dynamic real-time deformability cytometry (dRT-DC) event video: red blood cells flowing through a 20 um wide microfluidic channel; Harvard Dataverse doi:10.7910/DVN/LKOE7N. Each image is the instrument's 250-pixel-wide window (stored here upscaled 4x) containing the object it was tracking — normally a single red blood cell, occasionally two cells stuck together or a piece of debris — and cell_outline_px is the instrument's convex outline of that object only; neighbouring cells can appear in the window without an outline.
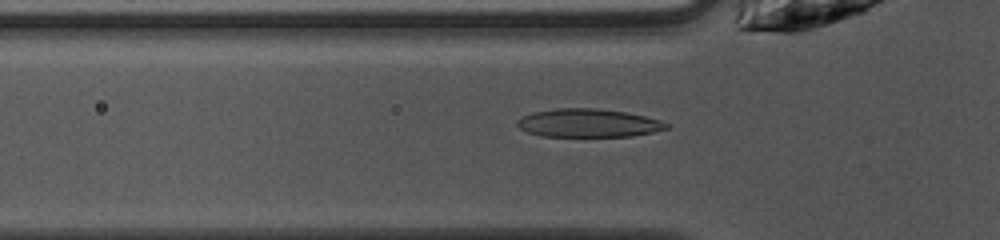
{"species": "common noctule bat (a hibernating species)", "species_latin": "Nyctalus noctula", "temperature_condition": "warm", "stored_images_in_passage": 47, "camera_frame_rate_fps": 3000, "um_per_image_px": 0.085, "animal": {"sex": "female", "body_mass_g": 10.0, "forearm_length_mm": 53.1}, "frame": {"image": 1, "passage_image": 13, "time_ms": 4.0, "image_size_px": [1000, 240], "cell_outline_px": [[668, 128], [652, 132], [632, 136], [540, 136], [528, 132], [520, 128], [516, 124], [516, 120], [532, 112], [556, 108], [596, 108], [624, 112], [644, 116], [660, 120], [668, 124]], "centroid_in_image_um": [49.97, 10.45], "position_along_channel_um": 75.8, "area_um2": 24.45}}
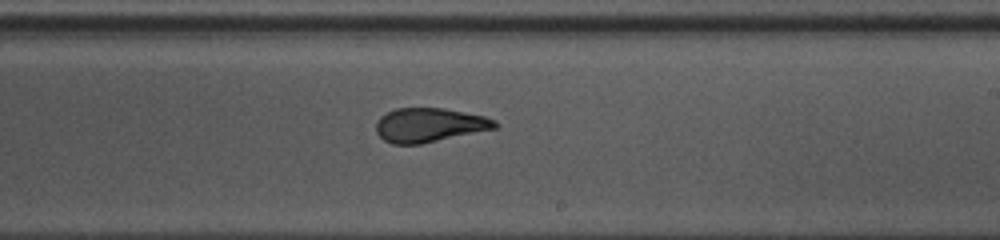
{"frame": {"image": 2, "passage_image": 26, "time_ms": 8.333, "image_size_px": [1000, 240], "cell_outline_px": [[500, 124], [496, 128], [420, 144], [392, 144], [384, 140], [376, 132], [376, 124], [380, 116], [396, 108], [444, 108], [484, 116], [496, 120]], "centroid_in_image_um": [36.49, 10.62], "position_along_channel_um": 252.5, "area_um2": 23.52}}
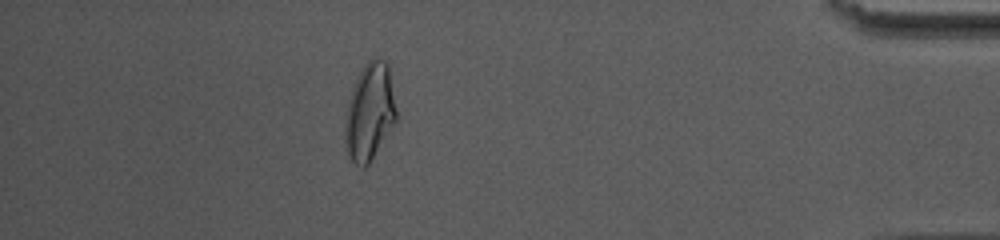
{"frame": {"image": 3, "passage_image": 41, "time_ms": 13.333, "image_size_px": [1000, 240], "cell_outline_px": [[396, 120], [368, 164], [364, 168], [356, 164], [352, 160], [348, 152], [344, 140], [344, 124], [348, 100], [352, 88], [364, 64], [372, 56], [376, 56], [384, 60], [388, 64], [396, 112]], "centroid_in_image_um": [31.39, 9.47], "position_along_channel_um": 403.8, "area_um2": 28.67}, "authors_computed_cell_mechanics": {"area_um2": 24.276, "velocity_mm_per_s": 4.0494, "shape_relaxation_time_tau1_ms": 5.1147, "shape_relaxation_time_tau2_ms": 1.072, "deformation_change_tau1": 0.1932, "deformation_change_tau2": 0.0709}}